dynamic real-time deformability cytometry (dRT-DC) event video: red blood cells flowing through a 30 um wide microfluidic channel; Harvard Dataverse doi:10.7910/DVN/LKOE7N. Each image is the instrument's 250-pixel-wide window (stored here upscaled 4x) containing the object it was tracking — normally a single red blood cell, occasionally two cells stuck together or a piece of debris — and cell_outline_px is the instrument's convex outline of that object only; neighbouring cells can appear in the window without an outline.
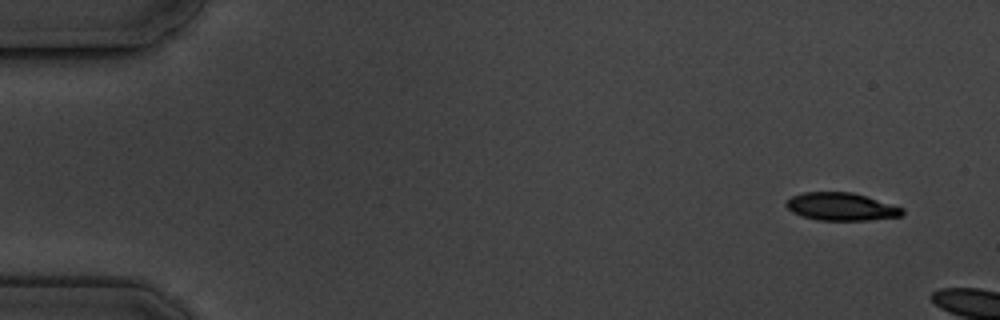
{"species": "common noctule bat (a hibernating species)", "species_latin": "Nyctalus noctula", "temperature_condition": "cold", "stored_images_in_passage": 3, "camera_frame_rate_fps": 3000, "um_per_image_px": 0.085, "animal": {"sex": "male", "body_mass_g": 19.5, "forearm_length_mm": 54.6}, "frame": {"image": 1, "passage_image": 1, "time_ms": 0.0, "image_size_px": [1000, 320], "cell_outline_px": [[904, 212], [900, 216], [868, 220], [816, 220], [792, 212], [784, 204], [792, 196], [804, 192], [852, 192], [904, 208]], "centroid_in_image_um": [71.49, 17.56], "position_along_channel_um": 13.5, "area_um2": 18.61}}